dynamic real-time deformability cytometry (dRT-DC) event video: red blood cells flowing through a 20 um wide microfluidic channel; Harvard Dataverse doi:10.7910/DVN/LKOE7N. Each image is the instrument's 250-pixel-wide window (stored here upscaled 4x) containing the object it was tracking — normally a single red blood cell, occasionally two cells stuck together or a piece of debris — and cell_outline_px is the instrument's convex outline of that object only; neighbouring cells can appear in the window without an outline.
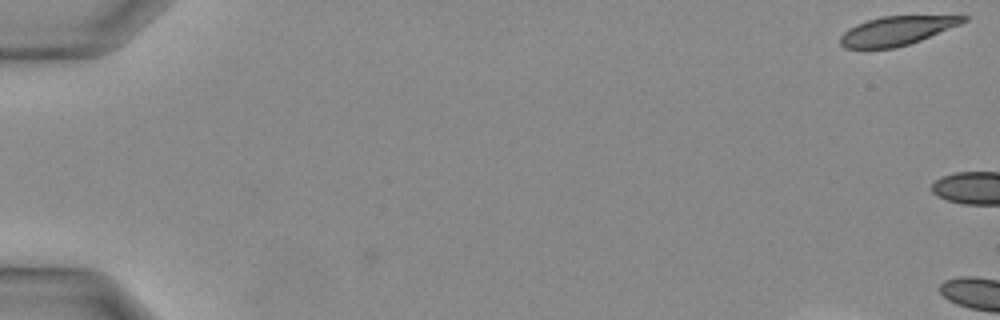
{"species": "Egyptian fruit bat (a non-hibernating species)", "species_latin": "Rousettus aegyptiacus", "temperature_condition": "warm", "stored_images_in_passage": 3, "camera_frame_rate_fps": 3000, "um_per_image_px": 0.085, "animal": {"sex": "female"}, "frame": {"image": 1, "passage_image": 1, "time_ms": 0.0, "image_size_px": [1000, 320], "cell_outline_px": [[968, 20], [960, 24], [920, 40], [896, 48], [844, 48], [840, 44], [840, 36], [848, 28], [856, 24], [868, 20], [884, 16], [960, 12], [968, 16]], "centroid_in_image_um": [76.38, 2.54], "position_along_channel_um": 8.6, "area_um2": 21.68}}